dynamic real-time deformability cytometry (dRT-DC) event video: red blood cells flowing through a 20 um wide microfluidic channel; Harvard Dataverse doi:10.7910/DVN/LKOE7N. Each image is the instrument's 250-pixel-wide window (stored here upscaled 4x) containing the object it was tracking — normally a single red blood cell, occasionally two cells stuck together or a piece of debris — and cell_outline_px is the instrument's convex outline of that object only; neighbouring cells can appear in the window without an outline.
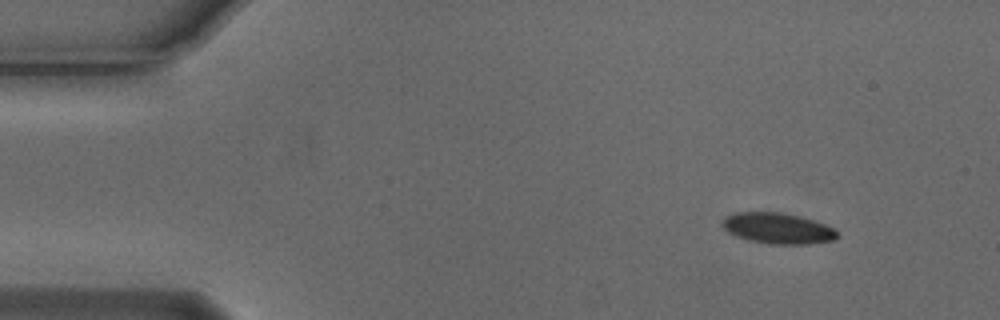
{"species": "Egyptian fruit bat (a non-hibernating species)", "species_latin": "Rousettus aegyptiacus", "temperature_condition": "cold", "stored_images_in_passage": 20, "camera_frame_rate_fps": 3000, "um_per_image_px": 0.085, "animal": {"sex": "male"}, "frame": {"image": 1, "passage_image": 1, "time_ms": 0.0, "image_size_px": [1000, 320], "cell_outline_px": [[840, 236], [836, 240], [812, 244], [768, 244], [748, 240], [736, 236], [728, 232], [720, 224], [728, 216], [736, 212], [776, 212], [800, 216], [824, 224], [832, 228]], "centroid_in_image_um": [66.12, 19.42], "position_along_channel_um": 18.9, "area_um2": 20.63}}
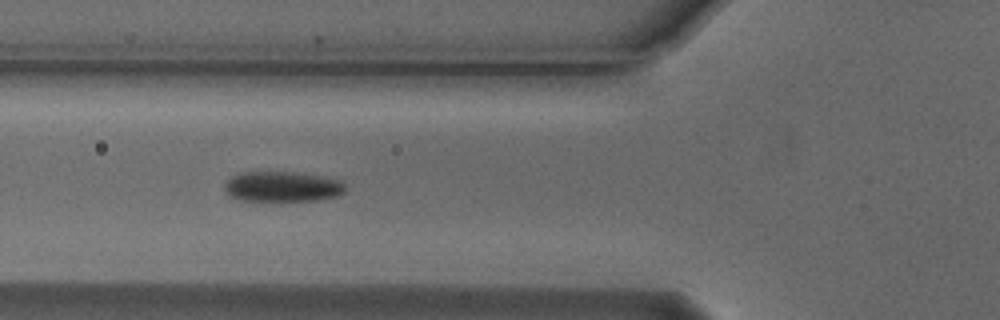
{"frame": {"image": 2, "passage_image": 15, "time_ms": 4.667, "image_size_px": [1000, 320], "cell_outline_px": [[344, 192], [336, 196], [316, 200], [240, 200], [228, 196], [224, 192], [224, 184], [232, 176], [244, 172], [292, 172], [320, 176], [340, 180], [344, 184]], "centroid_in_image_um": [23.95, 15.86], "position_along_channel_um": 101.9, "area_um2": 21.1}}
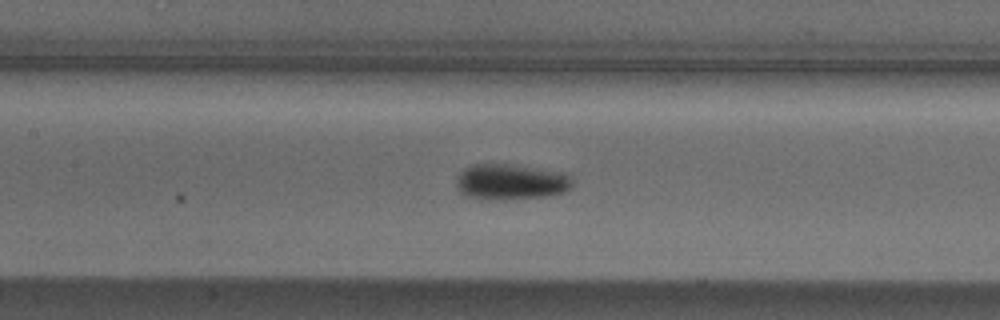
{"frame": {"image": 3, "passage_image": 20, "time_ms": 6.333, "image_size_px": [1000, 320], "cell_outline_px": [[572, 188], [564, 192], [544, 196], [464, 196], [456, 188], [456, 176], [464, 168], [472, 164], [508, 164], [568, 172], [572, 176]], "centroid_in_image_um": [43.46, 15.38], "position_along_channel_um": 163.9, "area_um2": 23.35}}